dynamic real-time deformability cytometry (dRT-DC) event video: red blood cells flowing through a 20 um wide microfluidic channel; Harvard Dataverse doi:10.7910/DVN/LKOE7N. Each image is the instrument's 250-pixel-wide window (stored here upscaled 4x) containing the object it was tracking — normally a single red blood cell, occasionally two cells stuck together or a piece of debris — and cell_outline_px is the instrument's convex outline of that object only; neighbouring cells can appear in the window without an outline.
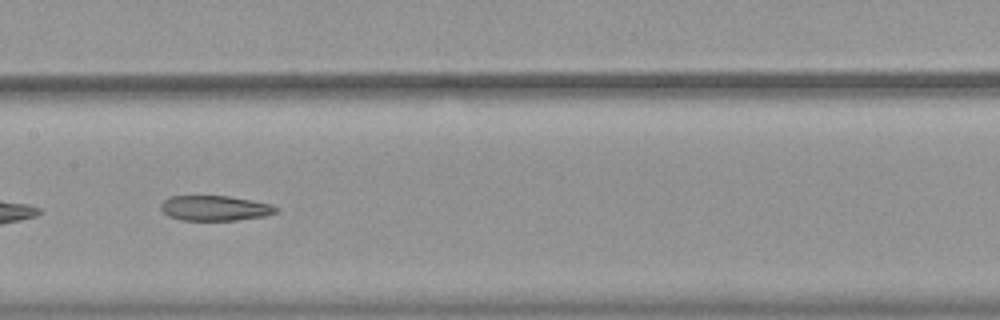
{"species": "common noctule bat (a hibernating species)", "species_latin": "Nyctalus noctula", "temperature_condition": "warm", "stored_images_in_passage": 38, "camera_frame_rate_fps": 3000, "um_per_image_px": 0.085, "animal": {"sex": "female", "body_mass_g": 19.9}, "frame": {"image": 1, "passage_image": 12, "time_ms": 3.667, "image_size_px": [1000, 320], "cell_outline_px": [[280, 208], [276, 212], [264, 216], [236, 220], [180, 220], [168, 216], [160, 208], [160, 204], [168, 196], [228, 196], [252, 200], [272, 204]], "centroid_in_image_um": [18.26, 17.69], "position_along_channel_um": 189.1, "area_um2": 16.94}}
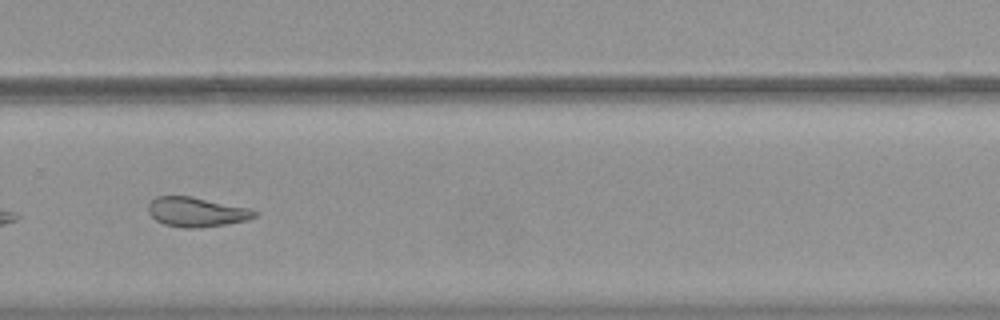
{"frame": {"image": 2, "passage_image": 22, "time_ms": 7.0, "image_size_px": [1000, 320], "cell_outline_px": [[256, 216], [248, 220], [224, 224], [196, 228], [184, 228], [164, 224], [156, 220], [148, 212], [148, 204], [156, 196], [192, 196], [248, 208], [256, 212]], "centroid_in_image_um": [16.67, 18.01], "position_along_channel_um": 313.1, "area_um2": 18.15}}
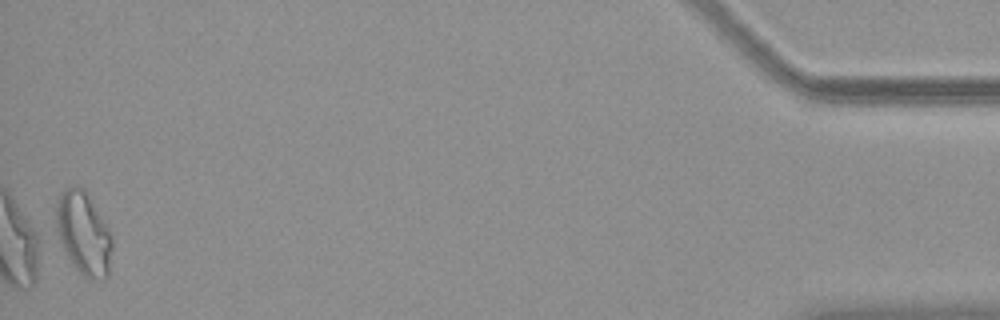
{"frame": {"image": 3, "passage_image": 38, "time_ms": 12.333, "image_size_px": [1000, 320], "cell_outline_px": [[112, 248], [108, 276], [88, 280], [72, 264], [52, 232], [56, 208], [60, 192], [64, 188], [84, 188], [104, 220], [112, 236]], "centroid_in_image_um": [7.04, 19.84], "position_along_channel_um": 428.2, "area_um2": 27.57}, "authors_computed_cell_mechanics": {"area_um2": 19.2763, "velocity_mm_per_s": 3.7385, "shape_relaxation_time_tau1_ms": null, "shape_relaxation_time_tau2_ms": 5.8636, "deformation_change_tau1": null, "deformation_change_tau2": 0.1522}}